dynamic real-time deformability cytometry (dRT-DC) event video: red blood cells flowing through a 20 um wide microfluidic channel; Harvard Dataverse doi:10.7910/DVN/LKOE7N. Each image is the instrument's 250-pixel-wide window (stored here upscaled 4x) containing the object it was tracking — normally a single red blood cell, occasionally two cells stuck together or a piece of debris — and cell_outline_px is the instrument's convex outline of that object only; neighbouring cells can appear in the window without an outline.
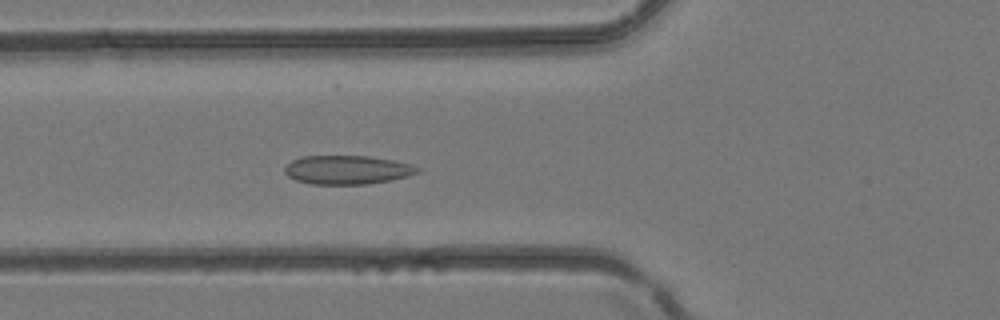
{"species": "common noctule bat (a hibernating species)", "species_latin": "Nyctalus noctula", "temperature_condition": "room temperature", "stored_images_in_passage": 43, "camera_frame_rate_fps": 3000, "um_per_image_px": 0.085, "animal": {"sex": "female", "body_mass_g": 24.6, "forearm_length_mm": 56.2}, "frame": {"image": 1, "passage_image": 17, "time_ms": 5.333, "image_size_px": [1000, 320], "cell_outline_px": [[420, 172], [408, 176], [392, 180], [368, 184], [312, 184], [296, 180], [288, 176], [284, 172], [284, 168], [292, 160], [300, 156], [368, 156], [392, 160], [412, 164], [420, 168]], "centroid_in_image_um": [29.53, 14.43], "position_along_channel_um": 96.3, "area_um2": 22.37}}
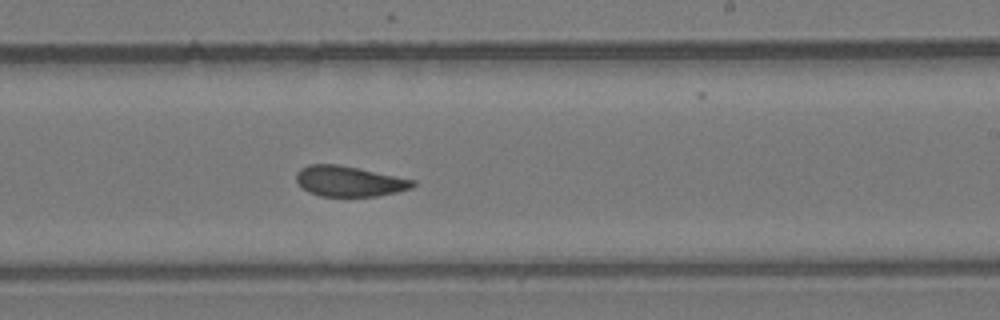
{"frame": {"image": 2, "passage_image": 27, "time_ms": 8.667, "image_size_px": [1000, 320], "cell_outline_px": [[416, 184], [412, 188], [396, 192], [376, 196], [320, 196], [308, 192], [296, 180], [296, 172], [300, 168], [308, 164], [336, 164], [416, 180]], "centroid_in_image_um": [29.67, 15.41], "position_along_channel_um": 259.3, "area_um2": 20.52}}
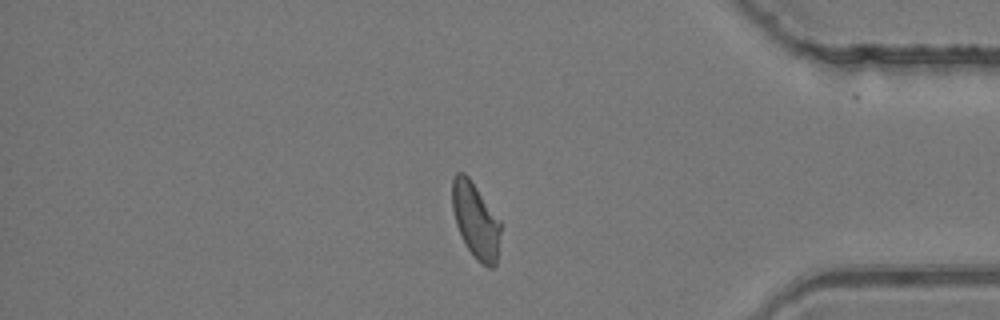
{"frame": {"image": 3, "passage_image": 37, "time_ms": 12.0, "image_size_px": [1000, 320], "cell_outline_px": [[500, 232], [496, 264], [492, 268], [488, 268], [468, 248], [456, 224], [452, 208], [452, 176], [456, 172], [464, 172], [468, 176], [500, 220]], "centroid_in_image_um": [40.41, 18.68], "position_along_channel_um": 394.8, "area_um2": 20.81}}